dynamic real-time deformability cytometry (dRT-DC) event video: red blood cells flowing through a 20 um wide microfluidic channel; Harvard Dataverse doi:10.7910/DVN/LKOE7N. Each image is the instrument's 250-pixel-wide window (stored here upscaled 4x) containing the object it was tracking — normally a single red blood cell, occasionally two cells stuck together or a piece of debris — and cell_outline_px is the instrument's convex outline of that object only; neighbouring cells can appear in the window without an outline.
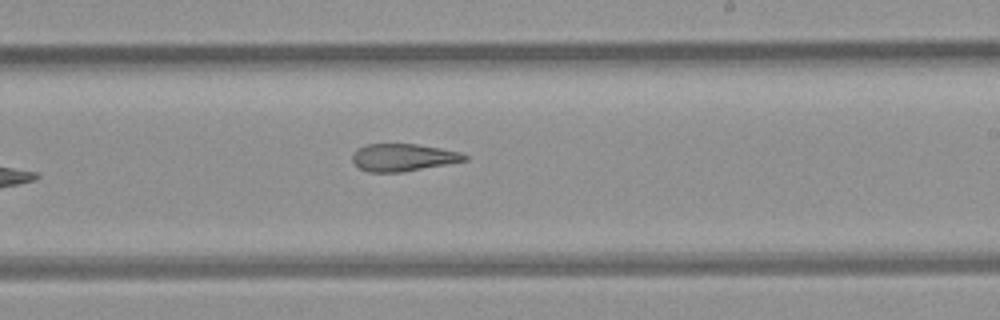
{"species": "common noctule bat (a hibernating species)", "species_latin": "Nyctalus noctula", "temperature_condition": "room temperature", "stored_images_in_passage": 7, "camera_frame_rate_fps": 3000, "um_per_image_px": 0.085, "animal": {"sex": "female", "body_mass_g": 21.9}, "frame": {"image": 1, "passage_image": 7, "time_ms": 7.0, "image_size_px": [1000, 320], "cell_outline_px": [[468, 160], [400, 172], [368, 172], [360, 168], [352, 160], [352, 152], [356, 148], [368, 144], [416, 144], [440, 148], [460, 152], [468, 156]], "centroid_in_image_um": [34.23, 13.37], "position_along_channel_um": 254.8, "area_um2": 17.8}}